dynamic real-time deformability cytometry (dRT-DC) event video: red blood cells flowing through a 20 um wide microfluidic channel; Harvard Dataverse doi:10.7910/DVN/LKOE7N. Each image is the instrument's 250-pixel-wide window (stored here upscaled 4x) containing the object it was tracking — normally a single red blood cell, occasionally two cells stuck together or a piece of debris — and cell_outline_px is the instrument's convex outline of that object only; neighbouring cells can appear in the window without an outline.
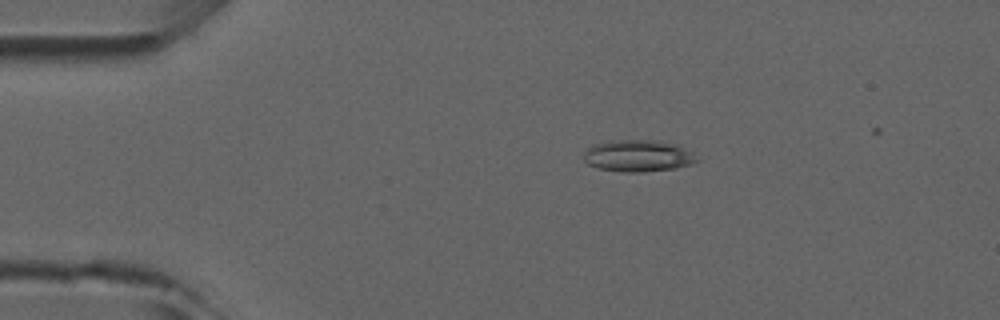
{"species": "common noctule bat (a hibernating species)", "species_latin": "Nyctalus noctula", "temperature_condition": "room temperature", "stored_images_in_passage": 4, "camera_frame_rate_fps": 3000, "um_per_image_px": 0.085, "animal": {"sex": "male", "forearm_length_mm": 52.5}, "frame": {"image": 1, "passage_image": 1, "time_ms": 0.0, "image_size_px": [1000, 320], "cell_outline_px": [[700, 160], [692, 164], [676, 168], [644, 172], [624, 172], [596, 168], [588, 164], [584, 160], [584, 156], [588, 148], [592, 144], [608, 140], [648, 140], [676, 144], [692, 152]], "centroid_in_image_um": [54.23, 13.25], "position_along_channel_um": 30.8, "area_um2": 21.04}}
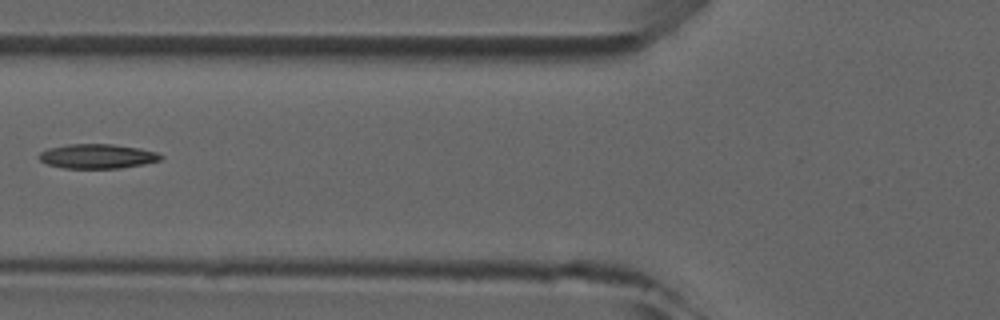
{"frame": {"image": 2, "passage_image": 4, "time_ms": 3.333, "image_size_px": [1000, 320], "cell_outline_px": [[164, 156], [160, 160], [144, 164], [120, 168], [64, 168], [48, 164], [40, 160], [40, 152], [48, 148], [68, 144], [112, 144], [140, 148], [156, 152]], "centroid_in_image_um": [8.29, 13.28], "position_along_channel_um": 117.5, "area_um2": 17.28}}